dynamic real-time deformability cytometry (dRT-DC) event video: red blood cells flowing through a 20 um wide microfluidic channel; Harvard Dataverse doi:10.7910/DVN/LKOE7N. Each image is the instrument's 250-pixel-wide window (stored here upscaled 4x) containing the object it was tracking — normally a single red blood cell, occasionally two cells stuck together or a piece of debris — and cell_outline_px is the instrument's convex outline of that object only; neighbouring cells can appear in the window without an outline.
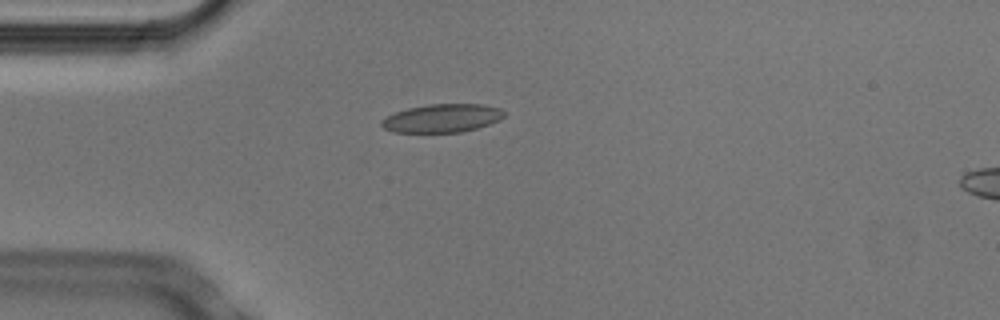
{"species": "Egyptian fruit bat (a non-hibernating species)", "species_latin": "Rousettus aegyptiacus", "temperature_condition": "cold", "stored_images_in_passage": 5, "camera_frame_rate_fps": 3000, "um_per_image_px": 0.085, "animal": {"sex": "male"}, "frame": {"image": 1, "passage_image": 4, "time_ms": 1.0, "image_size_px": [1000, 320], "cell_outline_px": [[504, 116], [500, 120], [476, 128], [460, 132], [392, 132], [384, 128], [380, 124], [380, 120], [396, 112], [408, 108], [428, 104], [480, 104], [500, 108], [504, 112]], "centroid_in_image_um": [37.57, 10.04], "position_along_channel_um": 47.4, "area_um2": 20.11}}